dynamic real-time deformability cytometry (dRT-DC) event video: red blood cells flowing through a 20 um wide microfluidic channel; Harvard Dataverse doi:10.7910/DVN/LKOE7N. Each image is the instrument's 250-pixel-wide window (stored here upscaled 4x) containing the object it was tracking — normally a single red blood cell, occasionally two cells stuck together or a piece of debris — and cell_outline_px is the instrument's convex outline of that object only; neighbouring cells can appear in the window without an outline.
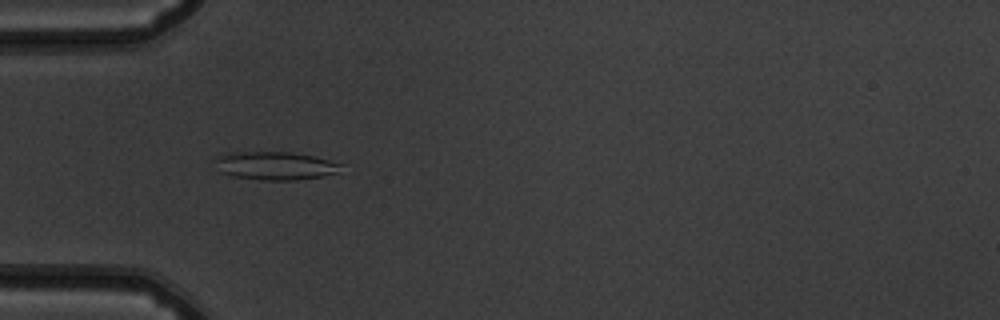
{"species": "common noctule bat (a hibernating species)", "species_latin": "Nyctalus noctula", "temperature_condition": "warm", "stored_images_in_passage": 48, "camera_frame_rate_fps": 3000, "um_per_image_px": 0.085, "animal": {"sex": "male", "body_mass_g": 19.5, "forearm_length_mm": 54.6}, "frame": {"image": 1, "passage_image": 12, "time_ms": 3.667, "image_size_px": [1000, 320], "cell_outline_px": [[344, 164], [336, 172], [324, 176], [296, 180], [260, 180], [232, 176], [220, 172], [212, 156], [228, 152], [292, 152], [312, 156]], "centroid_in_image_um": [23.32, 14.08], "position_along_channel_um": 61.7, "area_um2": 20.87}}
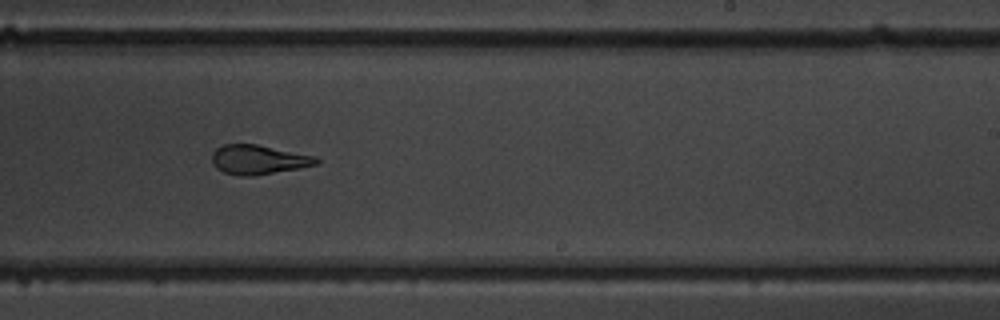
{"frame": {"image": 2, "passage_image": 28, "time_ms": 9.0, "image_size_px": [1000, 320], "cell_outline_px": [[320, 164], [300, 168], [252, 176], [240, 176], [224, 172], [216, 168], [212, 164], [212, 152], [216, 148], [224, 144], [256, 144], [316, 156], [320, 160]], "centroid_in_image_um": [21.97, 13.57], "position_along_channel_um": 267.0, "area_um2": 17.98}}
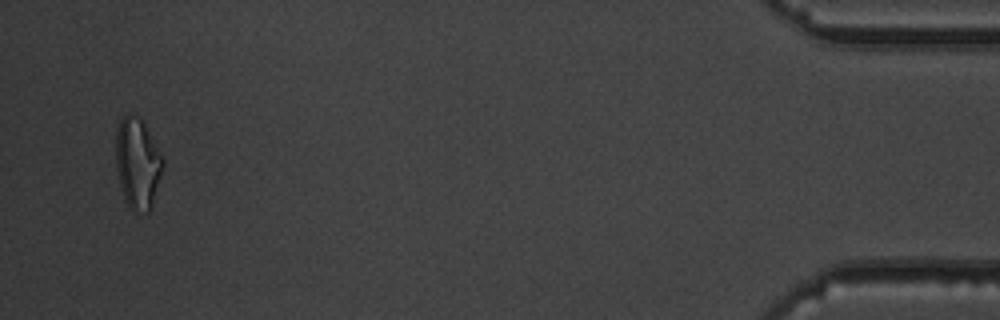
{"frame": {"image": 3, "passage_image": 46, "time_ms": 15.0, "image_size_px": [1000, 320], "cell_outline_px": [[164, 164], [152, 204], [148, 212], [132, 208], [124, 200], [116, 168], [116, 128], [120, 120], [128, 112], [140, 116], [164, 160]], "centroid_in_image_um": [11.67, 13.81], "position_along_channel_um": 423.5, "area_um2": 24.57}, "authors_computed_cell_mechanics": {"area_um2": 19.8254, "velocity_mm_per_s": 3.9161, "shape_relaxation_time_tau1_ms": 6.5497, "shape_relaxation_time_tau2_ms": 1.3623, "deformation_change_tau1": 0.1853, "deformation_change_tau2": 0.0844}}